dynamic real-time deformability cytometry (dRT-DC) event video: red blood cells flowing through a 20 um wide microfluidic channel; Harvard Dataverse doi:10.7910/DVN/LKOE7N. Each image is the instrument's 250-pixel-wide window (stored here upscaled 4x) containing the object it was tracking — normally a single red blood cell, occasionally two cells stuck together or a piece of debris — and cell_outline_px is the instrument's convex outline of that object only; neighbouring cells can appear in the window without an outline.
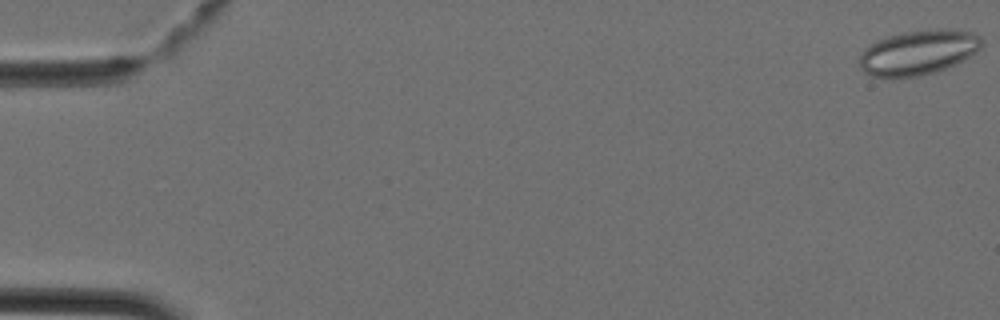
{"species": "Egyptian fruit bat (a non-hibernating species)", "species_latin": "Rousettus aegyptiacus", "temperature_condition": "cold", "stored_images_in_passage": 45, "camera_frame_rate_fps": 3000, "um_per_image_px": 0.085, "animal": {"sex": "female"}, "frame": {"image": 1, "passage_image": 1, "time_ms": 0.0, "image_size_px": [1000, 320], "cell_outline_px": [[984, 44], [976, 52], [956, 64], [932, 72], [916, 76], [872, 76], [864, 72], [860, 68], [860, 56], [864, 48], [888, 36], [900, 32], [936, 28], [948, 28], [972, 32], [980, 36]], "centroid_in_image_um": [78.09, 4.42], "position_along_channel_um": 6.9, "area_um2": 31.67}}
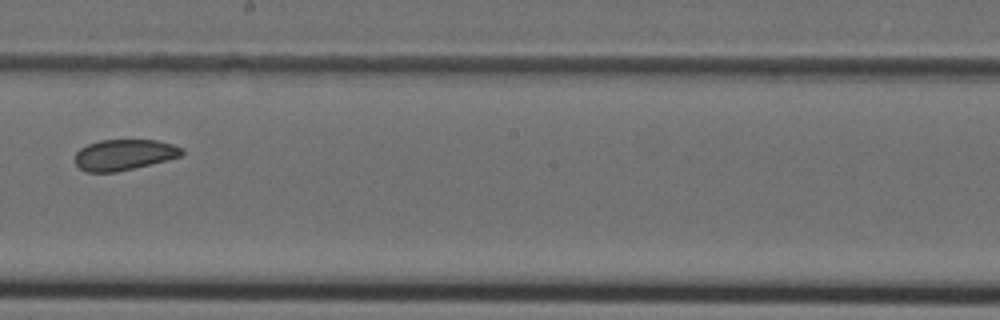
{"frame": {"image": 2, "passage_image": 26, "time_ms": 8.333, "image_size_px": [1000, 320], "cell_outline_px": [[184, 152], [180, 156], [168, 160], [116, 172], [84, 172], [76, 164], [76, 152], [80, 148], [88, 144], [100, 140], [156, 140], [172, 144], [184, 148]], "centroid_in_image_um": [10.56, 13.15], "position_along_channel_um": 237.6, "area_um2": 19.19}}
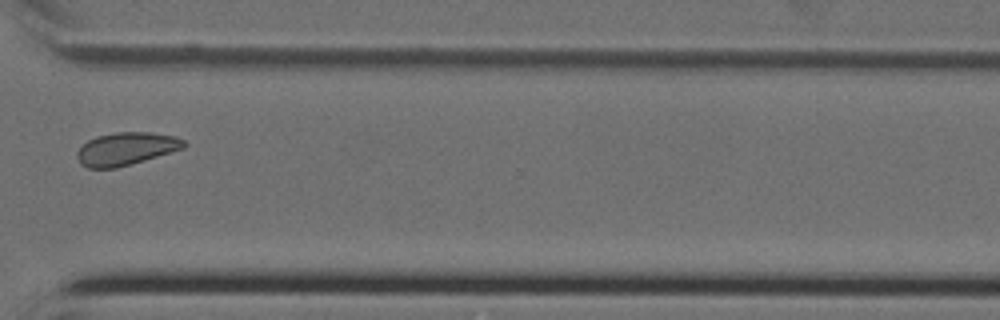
{"frame": {"image": 3, "passage_image": 34, "time_ms": 11.0, "image_size_px": [1000, 320], "cell_outline_px": [[188, 144], [184, 148], [144, 160], [116, 168], [88, 168], [80, 164], [76, 156], [76, 152], [88, 140], [96, 136], [116, 132], [148, 132], [176, 136], [184, 140]], "centroid_in_image_um": [10.71, 12.64], "position_along_channel_um": 359.9, "area_um2": 20.4}}